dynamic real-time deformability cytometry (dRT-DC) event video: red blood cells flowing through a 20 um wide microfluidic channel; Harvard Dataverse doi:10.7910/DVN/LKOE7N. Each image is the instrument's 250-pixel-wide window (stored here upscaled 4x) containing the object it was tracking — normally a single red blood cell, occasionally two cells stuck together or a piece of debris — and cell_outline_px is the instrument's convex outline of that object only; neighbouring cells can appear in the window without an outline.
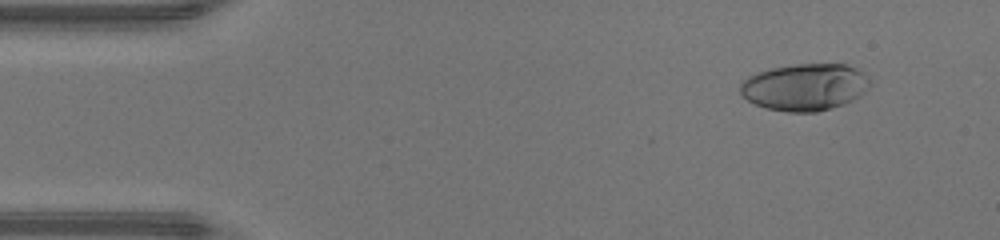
{"species": "human", "species_latin": "Homo sapiens", "temperature_condition": "warm", "stored_images_in_passage": 47, "camera_frame_rate_fps": 3000, "um_per_image_px": 0.085, "donor": {"sex": "male"}, "frame": {"image": 1, "passage_image": 5, "time_ms": 1.333, "image_size_px": [1000, 240], "cell_outline_px": [[872, 84], [860, 96], [844, 104], [832, 108], [816, 112], [788, 112], [764, 108], [748, 100], [740, 92], [740, 84], [748, 76], [756, 72], [772, 68], [796, 64], [844, 64], [856, 68]], "centroid_in_image_um": [68.39, 7.41], "position_along_channel_um": 16.6, "area_um2": 35.43}}
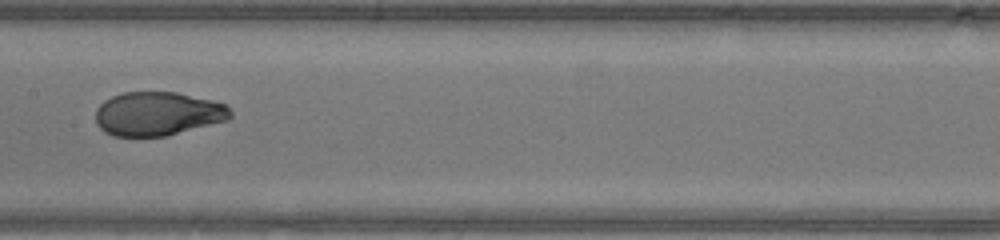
{"frame": {"image": 2, "passage_image": 24, "time_ms": 7.667, "image_size_px": [1000, 240], "cell_outline_px": [[232, 116], [228, 120], [164, 136], [112, 136], [104, 132], [96, 124], [96, 108], [104, 100], [112, 96], [124, 92], [176, 92], [212, 100], [228, 104], [232, 112]], "centroid_in_image_um": [13.41, 9.66], "position_along_channel_um": 194.0, "area_um2": 34.56}}
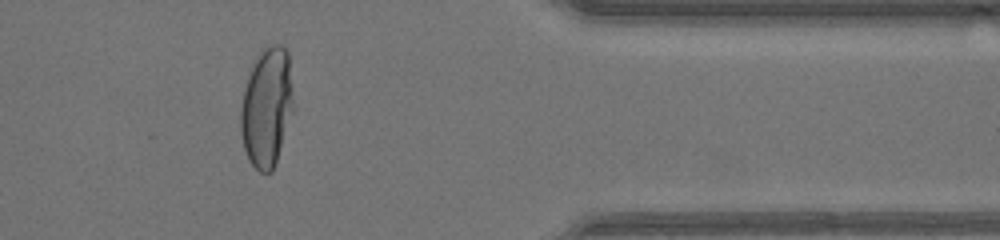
{"frame": {"image": 3, "passage_image": 39, "time_ms": 12.667, "image_size_px": [1000, 240], "cell_outline_px": [[292, 112], [272, 172], [260, 172], [248, 160], [244, 148], [240, 132], [240, 108], [244, 88], [248, 76], [256, 56], [260, 48], [268, 44], [280, 44], [288, 52], [292, 88]], "centroid_in_image_um": [22.64, 9.06], "position_along_channel_um": 388.8, "area_um2": 36.53}, "authors_computed_cell_mechanics": {"area_um2": 35.3158, "velocity_mm_per_s": 4.3728, "shape_relaxation_time_tau1_ms": 5.0498, "shape_relaxation_time_tau2_ms": null, "deformation_change_tau1": 0.2733, "deformation_change_tau2": null}}